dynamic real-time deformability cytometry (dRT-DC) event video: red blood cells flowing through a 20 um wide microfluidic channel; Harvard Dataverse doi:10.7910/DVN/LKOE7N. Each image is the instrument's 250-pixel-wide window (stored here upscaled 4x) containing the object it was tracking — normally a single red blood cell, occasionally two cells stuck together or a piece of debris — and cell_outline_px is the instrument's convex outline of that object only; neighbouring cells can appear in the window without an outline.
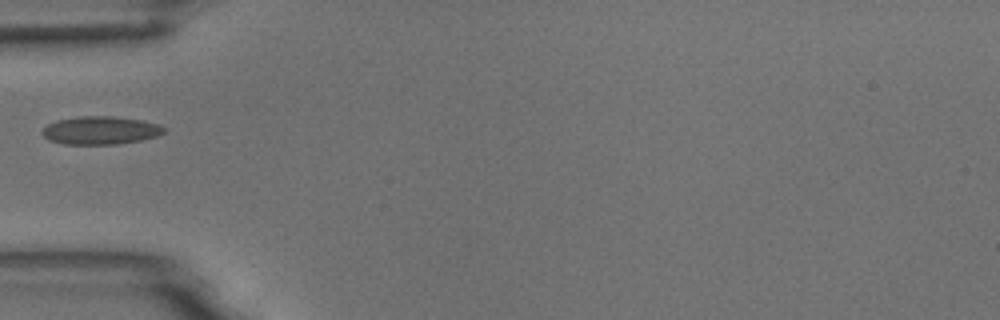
{"species": "common noctule bat (a hibernating species)", "species_latin": "Nyctalus noctula", "temperature_condition": "room temperature", "stored_images_in_passage": 9, "camera_frame_rate_fps": 3000, "um_per_image_px": 0.085, "animal": {"sex": "male", "body_mass_g": 18.8}, "frame": {"image": 1, "passage_image": 1, "time_ms": 0.0, "image_size_px": [1000, 320], "cell_outline_px": [[164, 132], [156, 136], [140, 140], [116, 144], [64, 144], [48, 140], [40, 132], [48, 124], [56, 120], [80, 116], [112, 116], [140, 120], [160, 124], [164, 128]], "centroid_in_image_um": [8.5, 11.08], "position_along_channel_um": 76.5, "area_um2": 19.83}}